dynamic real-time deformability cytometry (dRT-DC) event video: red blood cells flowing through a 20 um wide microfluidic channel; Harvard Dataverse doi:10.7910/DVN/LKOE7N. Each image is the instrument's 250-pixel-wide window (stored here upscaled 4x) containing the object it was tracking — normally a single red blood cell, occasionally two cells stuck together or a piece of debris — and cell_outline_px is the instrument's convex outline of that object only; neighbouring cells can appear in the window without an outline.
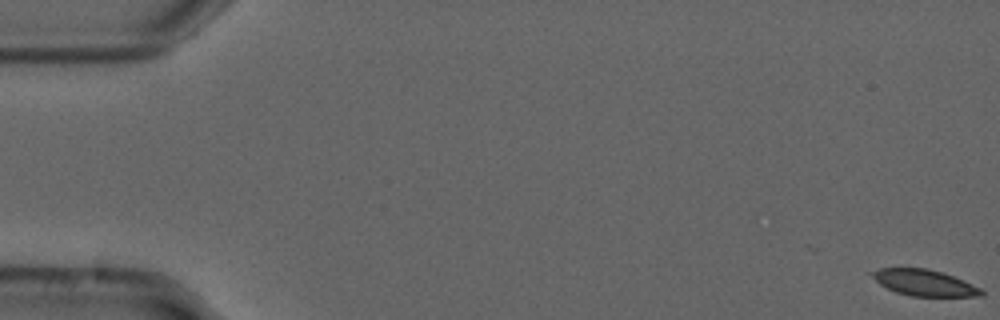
{"species": "common noctule bat (a hibernating species)", "species_latin": "Nyctalus noctula", "temperature_condition": "cold", "stored_images_in_passage": 57, "camera_frame_rate_fps": 3000, "um_per_image_px": 0.085, "animal": {"sex": "male", "forearm_length_mm": 52.5}, "frame": {"image": 1, "passage_image": 1, "time_ms": 0.0, "image_size_px": [1000, 320], "cell_outline_px": [[984, 296], [912, 296], [896, 292], [880, 284], [868, 272], [880, 268], [928, 268], [944, 272], [972, 284], [980, 288], [984, 292]], "centroid_in_image_um": [78.57, 24.02], "position_along_channel_um": 6.4, "area_um2": 16.65}}
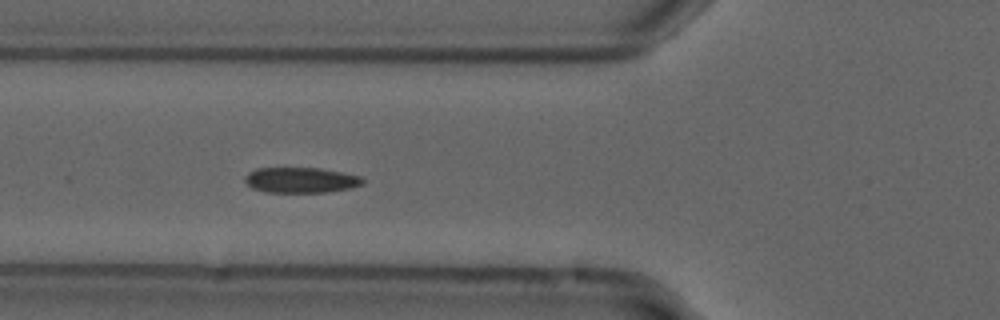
{"frame": {"image": 2, "passage_image": 21, "time_ms": 6.667, "image_size_px": [1000, 320], "cell_outline_px": [[364, 184], [352, 188], [328, 192], [268, 192], [252, 188], [244, 180], [244, 176], [248, 172], [256, 168], [320, 168], [360, 176], [364, 180]], "centroid_in_image_um": [25.57, 15.31], "position_along_channel_um": 100.2, "area_um2": 17.51}}
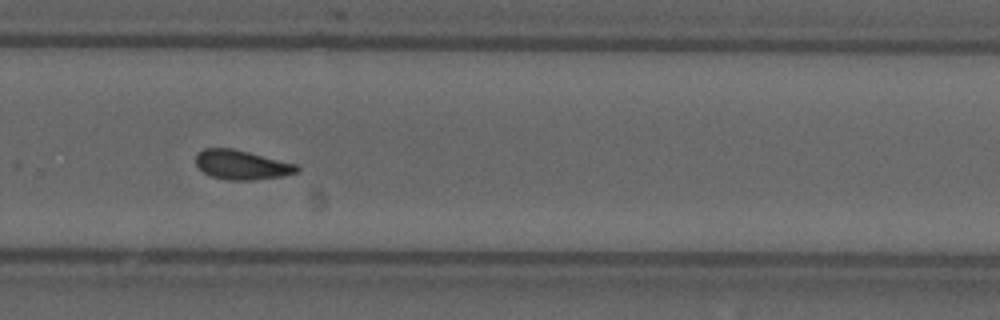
{"frame": {"image": 3, "passage_image": 38, "time_ms": 12.333, "image_size_px": [1000, 320], "cell_outline_px": [[300, 168], [296, 172], [280, 176], [252, 180], [228, 180], [212, 176], [204, 172], [196, 164], [196, 156], [204, 148], [232, 148], [296, 164]], "centroid_in_image_um": [20.52, 14.01], "position_along_channel_um": 309.3, "area_um2": 16.94}, "authors_computed_cell_mechanics": {"area_um2": 17.34, "velocity_mm_per_s": 3.6923, "shape_relaxation_time_tau1_ms": null, "shape_relaxation_time_tau2_ms": 3.0764, "deformation_change_tau1": null, "deformation_change_tau2": 0.0895}}